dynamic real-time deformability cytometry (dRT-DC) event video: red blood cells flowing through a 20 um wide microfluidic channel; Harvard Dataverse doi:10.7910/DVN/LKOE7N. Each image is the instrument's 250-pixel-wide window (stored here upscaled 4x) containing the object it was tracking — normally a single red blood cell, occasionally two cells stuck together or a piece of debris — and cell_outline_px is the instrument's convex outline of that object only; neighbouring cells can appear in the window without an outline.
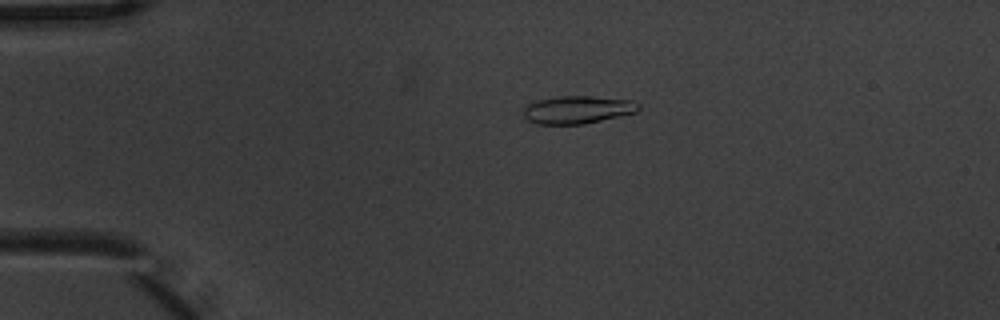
{"species": "common noctule bat (a hibernating species)", "species_latin": "Nyctalus noctula", "temperature_condition": "warm", "stored_images_in_passage": 5, "camera_frame_rate_fps": 3000, "um_per_image_px": 0.085, "animal": {"sex": "male", "body_mass_g": 20.1, "forearm_length_mm": 53.5}, "frame": {"image": 1, "passage_image": 4, "time_ms": 1.0, "image_size_px": [1000, 320], "cell_outline_px": [[640, 108], [636, 112], [584, 124], [536, 124], [528, 120], [524, 116], [524, 108], [528, 104], [536, 100], [560, 96], [592, 96], [632, 100], [640, 104]], "centroid_in_image_um": [49.09, 9.32], "position_along_channel_um": 35.9, "area_um2": 18.61}}